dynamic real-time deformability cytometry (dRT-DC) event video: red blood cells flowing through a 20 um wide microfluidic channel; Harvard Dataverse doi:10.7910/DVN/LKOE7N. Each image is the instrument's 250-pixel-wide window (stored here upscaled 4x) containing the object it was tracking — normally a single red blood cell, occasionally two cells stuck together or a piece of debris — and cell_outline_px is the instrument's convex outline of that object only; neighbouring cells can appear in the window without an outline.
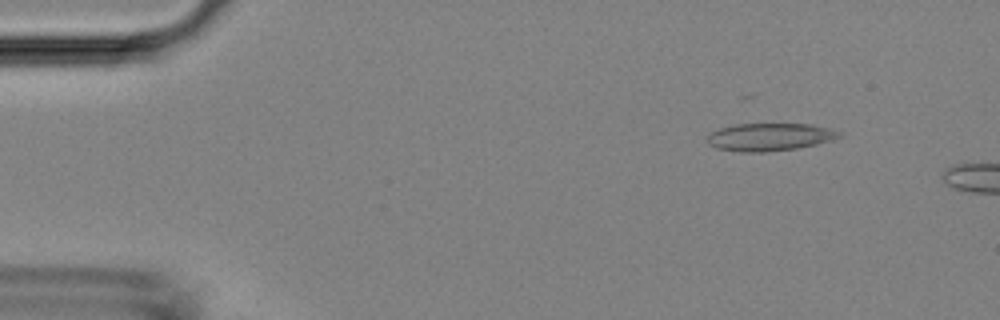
{"species": "Egyptian fruit bat (a non-hibernating species)", "species_latin": "Rousettus aegyptiacus", "temperature_condition": "room temperature", "stored_images_in_passage": 3, "camera_frame_rate_fps": 3000, "um_per_image_px": 0.085, "animal": {"sex": "female"}, "frame": {"image": 1, "passage_image": 2, "time_ms": 1.667, "image_size_px": [1000, 320], "cell_outline_px": [[844, 136], [832, 140], [816, 144], [796, 148], [768, 152], [740, 152], [716, 148], [708, 144], [704, 140], [712, 132], [720, 128], [736, 124], [812, 124], [844, 132]], "centroid_in_image_um": [65.44, 11.65], "position_along_channel_um": 19.6, "area_um2": 21.5}}